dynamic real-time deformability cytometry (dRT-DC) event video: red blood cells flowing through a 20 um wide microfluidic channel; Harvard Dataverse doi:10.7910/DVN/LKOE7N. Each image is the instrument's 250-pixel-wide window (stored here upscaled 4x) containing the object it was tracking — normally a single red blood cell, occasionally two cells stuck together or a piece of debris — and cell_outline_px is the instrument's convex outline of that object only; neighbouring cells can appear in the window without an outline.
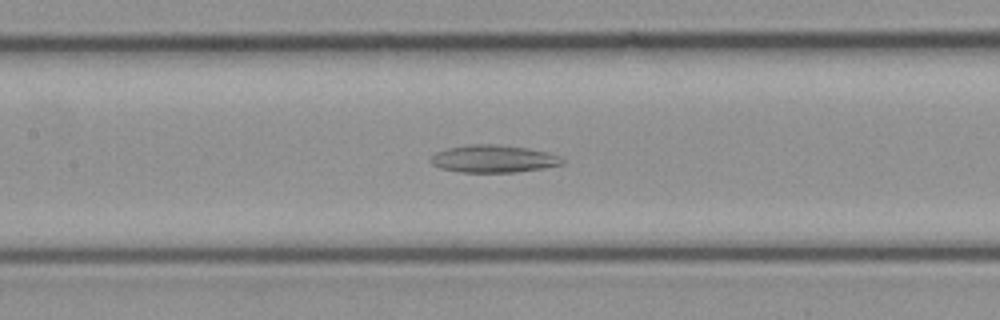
{"species": "common noctule bat (a hibernating species)", "species_latin": "Nyctalus noctula", "temperature_condition": "cold", "stored_images_in_passage": 32, "camera_frame_rate_fps": 3000, "um_per_image_px": 0.085, "animal": {"sex": "female", "body_mass_g": 21.9}, "frame": {"image": 1, "passage_image": 15, "time_ms": 4.667, "image_size_px": [1000, 320], "cell_outline_px": [[564, 164], [544, 168], [516, 172], [460, 172], [440, 168], [432, 164], [428, 160], [436, 152], [448, 148], [468, 144], [496, 144], [528, 148], [548, 152], [560, 156], [564, 160]], "centroid_in_image_um": [41.95, 13.49], "position_along_channel_um": 165.4, "area_um2": 21.21}}
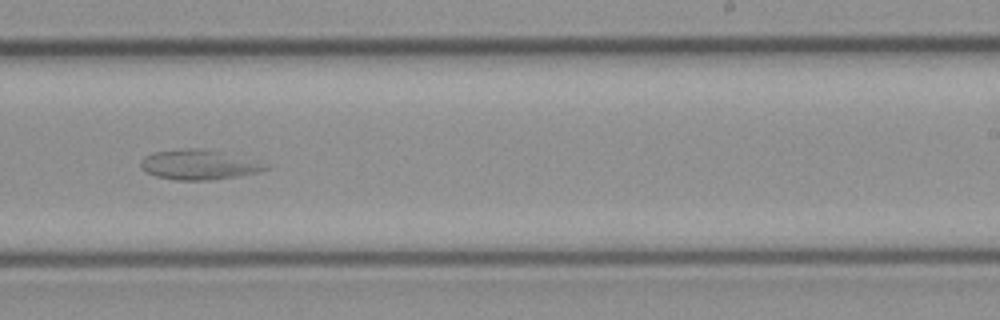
{"frame": {"image": 2, "passage_image": 20, "time_ms": 6.333, "image_size_px": [1000, 320], "cell_outline_px": [[268, 168], [256, 172], [236, 176], [208, 180], [176, 180], [156, 176], [144, 172], [140, 168], [140, 160], [144, 156], [152, 152], [180, 148], [204, 148], [220, 152]], "centroid_in_image_um": [16.63, 14.0], "position_along_channel_um": 272.4, "area_um2": 20.92}}
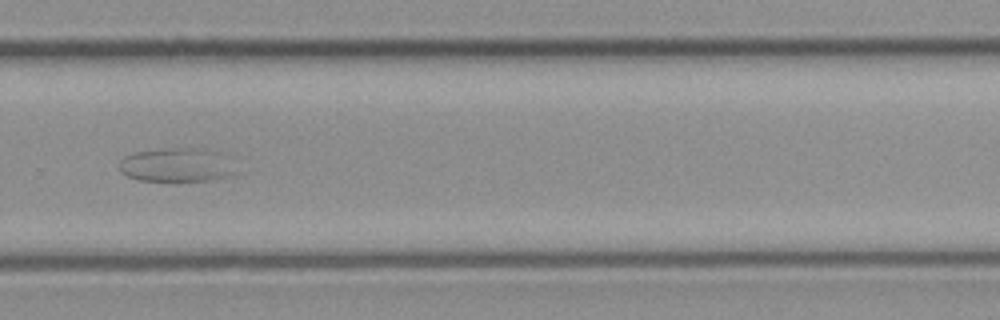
{"frame": {"image": 3, "passage_image": 22, "time_ms": 7.0, "image_size_px": [1000, 320], "cell_outline_px": [[244, 172], [232, 176], [212, 180], [140, 180], [128, 176], [120, 172], [120, 160], [124, 156], [136, 152], [168, 148], [212, 148], [228, 152], [240, 156]], "centroid_in_image_um": [15.41, 13.98], "position_along_channel_um": 314.4, "area_um2": 24.85}}